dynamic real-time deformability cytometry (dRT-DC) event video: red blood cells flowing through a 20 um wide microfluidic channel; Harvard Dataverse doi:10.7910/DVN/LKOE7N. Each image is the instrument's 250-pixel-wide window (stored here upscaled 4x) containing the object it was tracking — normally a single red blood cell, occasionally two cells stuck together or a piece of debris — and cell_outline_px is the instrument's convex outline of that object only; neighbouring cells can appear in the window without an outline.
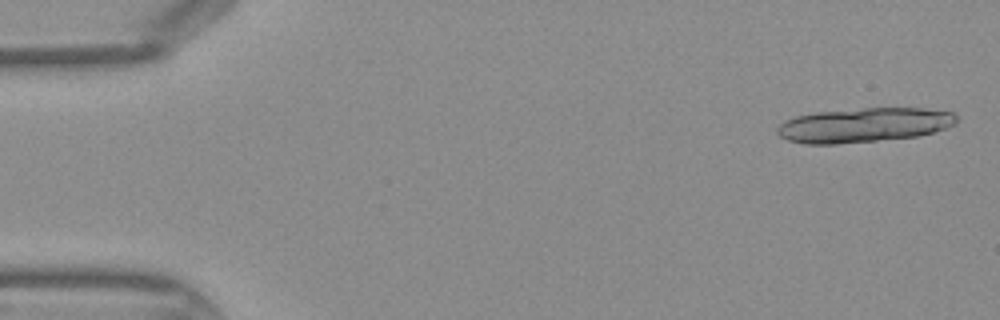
{"species": "Egyptian fruit bat (a non-hibernating species)", "species_latin": "Rousettus aegyptiacus", "temperature_condition": "warm", "stored_images_in_passage": 7, "camera_frame_rate_fps": 3000, "um_per_image_px": 0.085, "frame": {"image": 1, "passage_image": 1, "time_ms": 0.0, "image_size_px": [1000, 320], "cell_outline_px": [[956, 124], [920, 136], [836, 144], [804, 144], [788, 140], [780, 136], [776, 132], [776, 128], [780, 124], [796, 116], [816, 112], [864, 108], [924, 108], [952, 112], [956, 116]], "centroid_in_image_um": [73.42, 10.63], "position_along_channel_um": 11.6, "area_um2": 35.84}}